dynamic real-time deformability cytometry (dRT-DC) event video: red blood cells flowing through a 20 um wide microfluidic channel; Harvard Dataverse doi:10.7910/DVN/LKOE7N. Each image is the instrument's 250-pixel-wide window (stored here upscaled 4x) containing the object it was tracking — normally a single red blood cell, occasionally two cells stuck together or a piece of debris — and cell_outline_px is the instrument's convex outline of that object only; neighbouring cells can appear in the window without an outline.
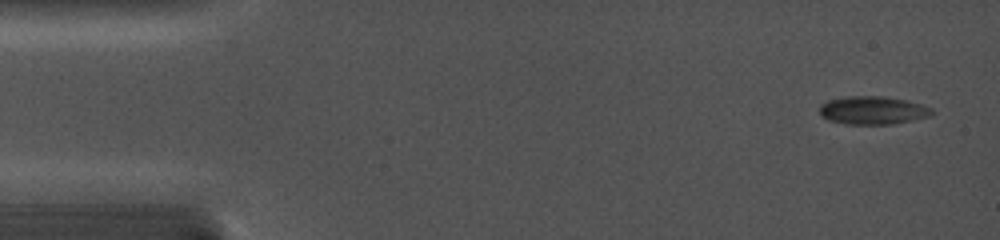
{"species": "common noctule bat (a hibernating species)", "species_latin": "Nyctalus noctula", "temperature_condition": "cold", "stored_images_in_passage": 10, "camera_frame_rate_fps": 5000, "um_per_image_px": 0.085, "animal": {"sex": "female", "body_mass_g": 19.0, "forearm_length_mm": 56.7}, "frame": {"image": 1, "passage_image": 1, "time_ms": 0.0, "image_size_px": [1000, 240], "cell_outline_px": [[936, 112], [928, 116], [912, 120], [892, 124], [844, 124], [828, 120], [820, 116], [820, 104], [828, 100], [848, 96], [884, 96], [904, 100], [920, 104], [932, 108]], "centroid_in_image_um": [74.16, 9.38], "position_along_channel_um": 10.8, "area_um2": 18.44}}
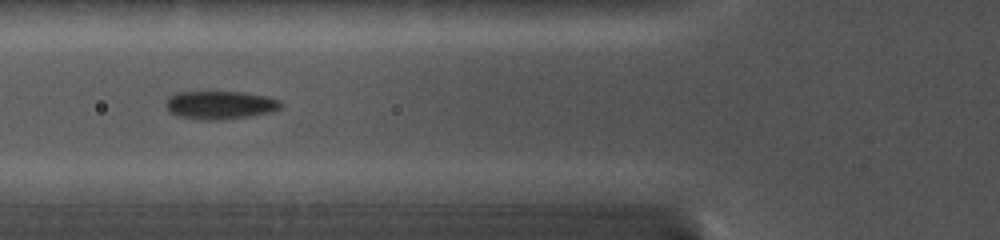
{"frame": {"image": 2, "passage_image": 7, "time_ms": 5.4, "image_size_px": [1000, 240], "cell_outline_px": [[284, 104], [280, 108], [272, 112], [248, 116], [216, 120], [208, 120], [176, 116], [168, 112], [164, 104], [168, 96], [176, 92], [244, 92], [268, 96], [280, 100]], "centroid_in_image_um": [18.69, 8.92], "position_along_channel_um": 107.1, "area_um2": 19.13}}
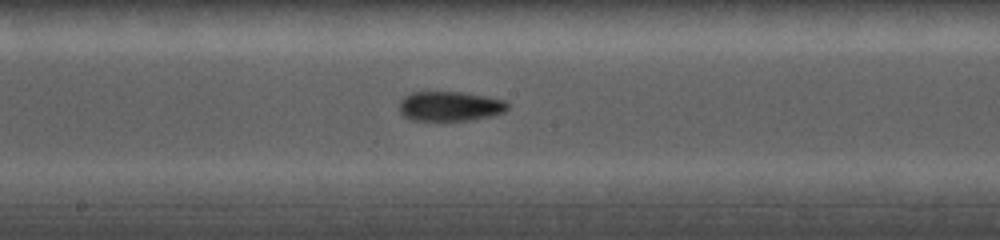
{"frame": {"image": 3, "passage_image": 10, "time_ms": 8.0, "image_size_px": [1000, 240], "cell_outline_px": [[508, 108], [504, 112], [492, 116], [472, 120], [412, 120], [404, 116], [400, 112], [400, 100], [404, 96], [412, 92], [464, 92], [488, 96], [504, 100], [508, 104]], "centroid_in_image_um": [38.26, 9.02], "position_along_channel_um": 209.9, "area_um2": 18.84}}